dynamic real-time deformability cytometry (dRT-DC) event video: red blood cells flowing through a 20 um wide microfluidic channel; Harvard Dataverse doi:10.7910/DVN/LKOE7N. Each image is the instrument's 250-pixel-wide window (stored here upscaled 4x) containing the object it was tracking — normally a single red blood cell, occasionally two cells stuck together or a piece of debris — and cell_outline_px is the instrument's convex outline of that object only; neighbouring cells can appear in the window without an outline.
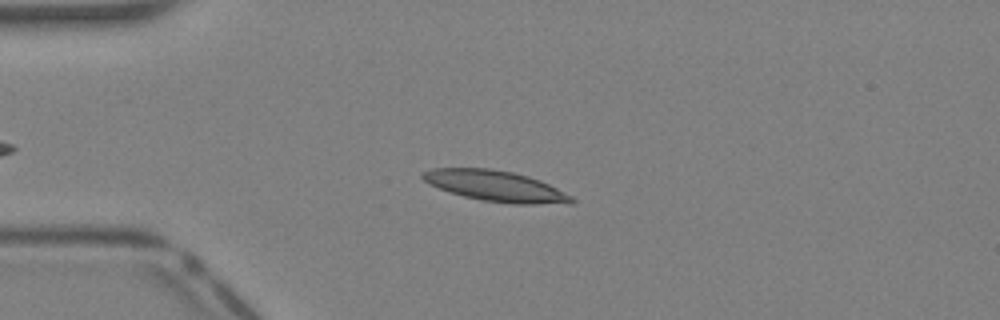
{"species": "Egyptian fruit bat (a non-hibernating species)", "species_latin": "Rousettus aegyptiacus", "temperature_condition": "warm", "stored_images_in_passage": 34, "camera_frame_rate_fps": 3000, "um_per_image_px": 0.085, "animal": {"sex": "female"}, "frame": {"image": 1, "passage_image": 8, "time_ms": 2.333, "image_size_px": [1000, 320], "cell_outline_px": [[576, 200], [572, 204], [512, 204], [480, 200], [464, 196], [428, 184], [420, 176], [424, 172], [432, 168], [488, 168], [512, 172], [528, 176], [540, 180], [572, 196]], "centroid_in_image_um": [42.16, 15.82], "position_along_channel_um": 42.8, "area_um2": 26.65}}
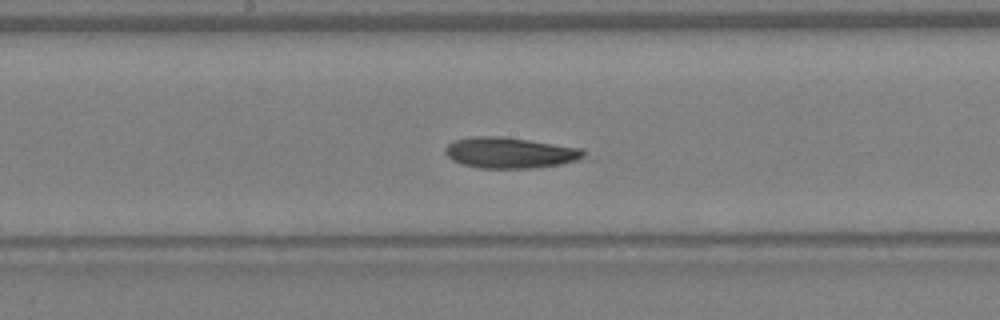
{"frame": {"image": 2, "passage_image": 19, "time_ms": 6.0, "image_size_px": [1000, 320], "cell_outline_px": [[584, 156], [576, 160], [560, 164], [532, 168], [480, 168], [460, 164], [452, 160], [444, 152], [444, 148], [452, 140], [472, 136], [496, 136], [528, 140], [580, 148], [584, 152]], "centroid_in_image_um": [43.25, 12.98], "position_along_channel_um": 204.9, "area_um2": 24.74}}
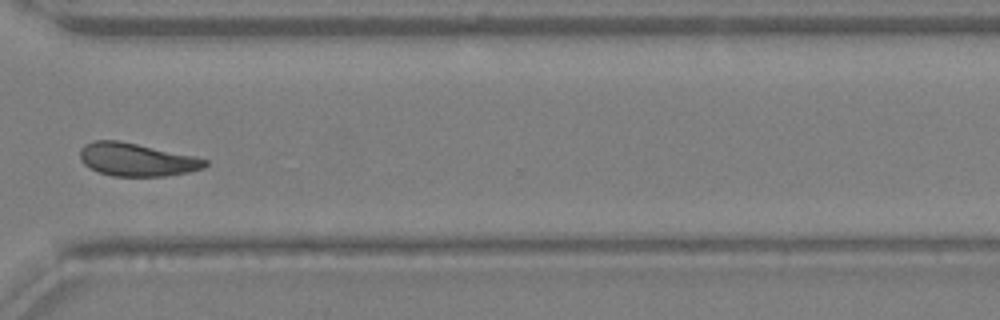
{"frame": {"image": 3, "passage_image": 28, "time_ms": 9.0, "image_size_px": [1000, 320], "cell_outline_px": [[208, 164], [204, 168], [188, 172], [168, 176], [112, 176], [88, 168], [80, 160], [80, 148], [84, 144], [92, 140], [120, 140], [192, 156], [208, 160]], "centroid_in_image_um": [11.57, 13.56], "position_along_channel_um": 359.0, "area_um2": 24.1}}